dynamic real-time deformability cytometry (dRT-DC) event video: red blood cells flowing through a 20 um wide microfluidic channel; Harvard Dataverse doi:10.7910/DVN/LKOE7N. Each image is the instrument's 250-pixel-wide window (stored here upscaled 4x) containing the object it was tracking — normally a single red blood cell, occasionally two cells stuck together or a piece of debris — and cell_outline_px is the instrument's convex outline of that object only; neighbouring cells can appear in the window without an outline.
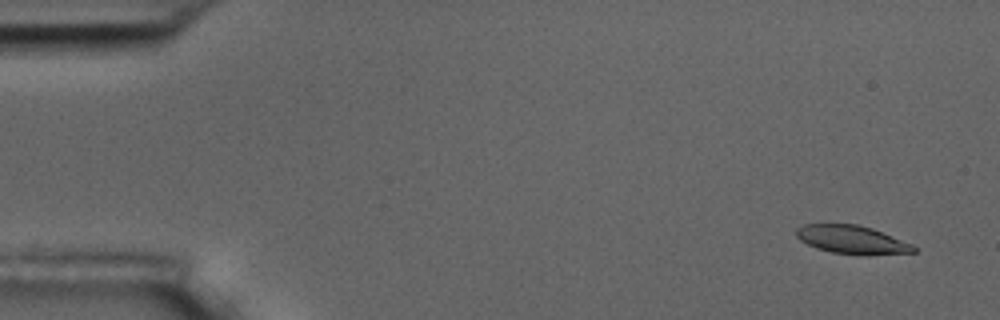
{"species": "common noctule bat (a hibernating species)", "species_latin": "Nyctalus noctula", "temperature_condition": "room temperature", "stored_images_in_passage": 4, "camera_frame_rate_fps": 3000, "um_per_image_px": 0.085, "animal": {"sex": "male", "body_mass_g": 17.5, "forearm_length_mm": 52.3}, "frame": {"image": 1, "passage_image": 1, "time_ms": 0.0, "image_size_px": [1000, 320], "cell_outline_px": [[916, 252], [832, 252], [816, 248], [800, 240], [796, 236], [796, 228], [804, 224], [856, 224], [872, 228], [912, 244], [916, 248]], "centroid_in_image_um": [72.31, 20.31], "position_along_channel_um": 12.7, "area_um2": 18.26}}
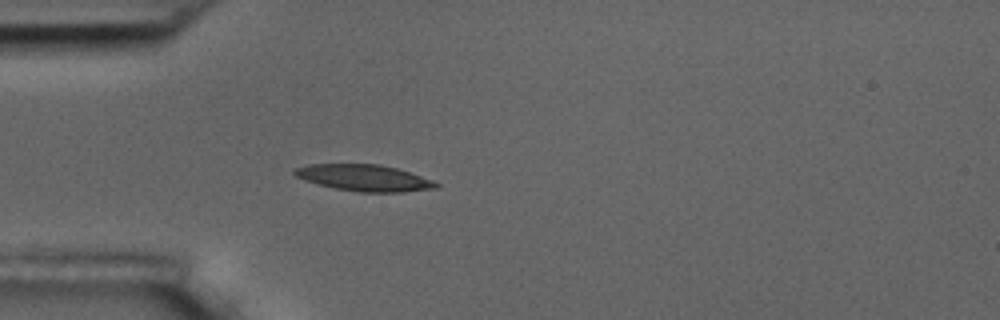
{"frame": {"image": 2, "passage_image": 4, "time_ms": 4.333, "image_size_px": [1000, 320], "cell_outline_px": [[440, 184], [436, 188], [404, 192], [360, 192], [336, 188], [304, 180], [296, 176], [292, 172], [296, 168], [308, 164], [380, 164], [396, 168], [432, 180]], "centroid_in_image_um": [30.95, 15.11], "position_along_channel_um": 54.0, "area_um2": 21.56}}